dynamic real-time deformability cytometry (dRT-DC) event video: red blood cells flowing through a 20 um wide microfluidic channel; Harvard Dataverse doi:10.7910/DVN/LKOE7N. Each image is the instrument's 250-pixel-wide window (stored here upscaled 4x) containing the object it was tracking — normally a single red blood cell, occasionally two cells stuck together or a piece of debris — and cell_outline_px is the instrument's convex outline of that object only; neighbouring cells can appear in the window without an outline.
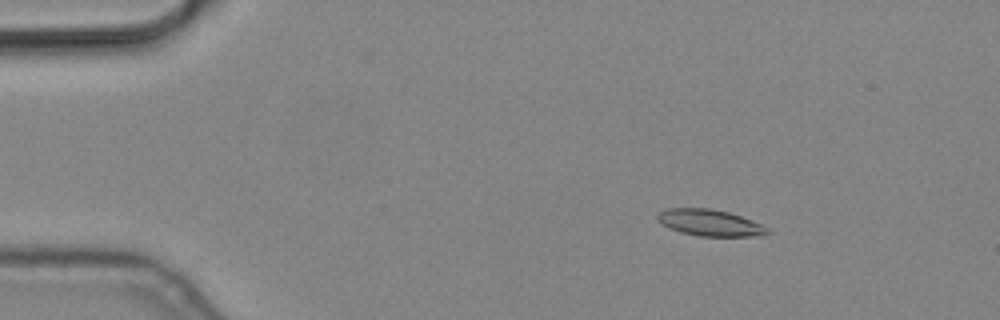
{"species": "common noctule bat (a hibernating species)", "species_latin": "Nyctalus noctula", "temperature_condition": "cold", "stored_images_in_passage": 10, "camera_frame_rate_fps": 3000, "um_per_image_px": 0.085, "animal": {"sex": "male", "body_mass_g": 19.2, "forearm_length_mm": 51.8}, "frame": {"image": 1, "passage_image": 3, "time_ms": 0.667, "image_size_px": [1000, 320], "cell_outline_px": [[772, 232], [768, 236], [700, 236], [680, 232], [668, 228], [660, 224], [656, 220], [656, 216], [660, 212], [668, 208], [712, 208], [728, 212], [752, 220], [768, 228]], "centroid_in_image_um": [60.35, 18.94], "position_along_channel_um": 24.7, "area_um2": 17.22}}
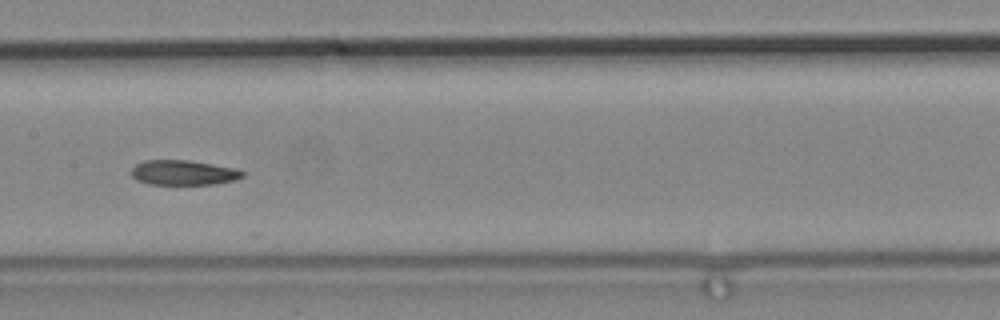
{"frame": {"image": 2, "passage_image": 8, "time_ms": 2.333, "image_size_px": [1000, 320], "cell_outline_px": [[244, 176], [236, 180], [216, 184], [148, 184], [136, 180], [132, 176], [132, 168], [136, 164], [144, 160], [188, 160], [212, 164], [232, 168], [244, 172]], "centroid_in_image_um": [15.57, 14.68], "position_along_channel_um": 191.8, "area_um2": 16.07}}
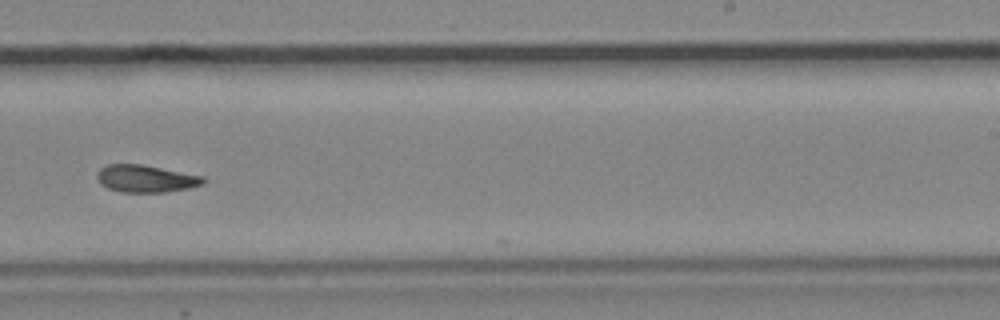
{"frame": {"image": 3, "passage_image": 10, "time_ms": 3.0, "image_size_px": [1000, 320], "cell_outline_px": [[204, 184], [188, 188], [168, 192], [120, 192], [108, 188], [100, 184], [96, 176], [96, 172], [100, 168], [108, 164], [140, 164], [204, 176]], "centroid_in_image_um": [12.36, 15.19], "position_along_channel_um": 276.6, "area_um2": 16.94}}